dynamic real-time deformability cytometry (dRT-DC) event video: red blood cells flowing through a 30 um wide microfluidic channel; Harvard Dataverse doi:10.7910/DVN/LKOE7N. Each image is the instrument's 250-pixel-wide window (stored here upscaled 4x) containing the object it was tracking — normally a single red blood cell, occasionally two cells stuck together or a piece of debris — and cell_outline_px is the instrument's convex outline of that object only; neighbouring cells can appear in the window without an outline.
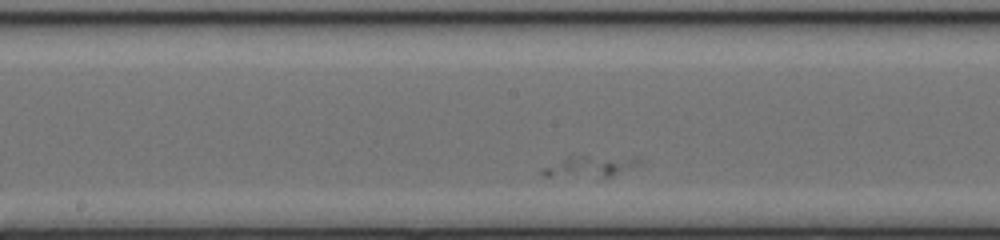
{"species": "common noctule bat (a hibernating species)", "species_latin": "Nyctalus noctula", "temperature_condition": "cold", "stored_images_in_passage": 16, "camera_frame_rate_fps": 3000, "um_per_image_px": 0.085, "animal": {"sex": "female", "body_mass_g": 17.0, "forearm_length_mm": 48.0}, "frame": {"image": 1, "passage_image": 12, "time_ms": 3.667, "image_size_px": [1000, 240], "cell_outline_px": [[644, 164], [608, 176], [544, 176], [540, 172], [540, 168], [568, 156], [636, 156], [644, 160]], "centroid_in_image_um": [50.23, 14.1], "position_along_channel_um": 198.0, "area_um2": 12.08}}
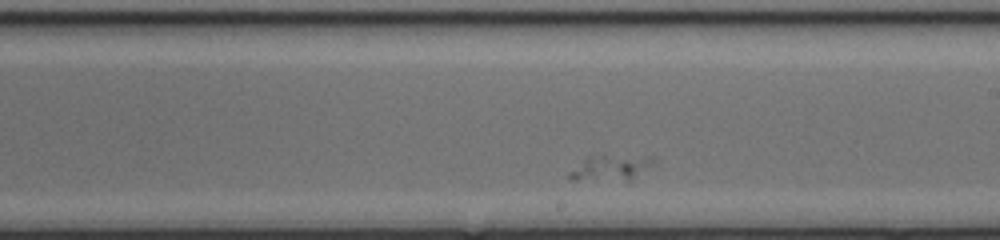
{"frame": {"image": 2, "passage_image": 15, "time_ms": 4.667, "image_size_px": [1000, 240], "cell_outline_px": [[652, 164], [632, 180], [572, 180], [568, 176], [568, 172], [588, 156], [608, 156], [652, 160]], "centroid_in_image_um": [51.74, 14.33], "position_along_channel_um": 237.3, "area_um2": 11.56}}